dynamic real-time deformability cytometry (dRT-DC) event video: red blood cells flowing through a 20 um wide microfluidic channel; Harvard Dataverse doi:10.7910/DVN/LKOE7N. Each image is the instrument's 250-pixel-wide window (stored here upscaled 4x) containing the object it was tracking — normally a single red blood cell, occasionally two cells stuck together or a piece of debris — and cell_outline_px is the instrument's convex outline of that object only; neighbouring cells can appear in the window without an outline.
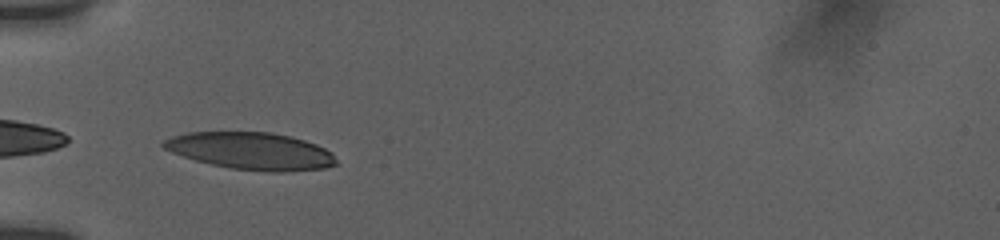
{"species": "human", "species_latin": "Homo sapiens", "temperature_condition": "room temperature", "stored_images_in_passage": 37, "camera_frame_rate_fps": 3000, "um_per_image_px": 0.085, "donor": {"sex": "female"}, "frame": {"image": 1, "passage_image": 1, "time_ms": 0.0, "image_size_px": [1000, 240], "cell_outline_px": [[336, 164], [324, 168], [284, 172], [268, 172], [232, 168], [212, 164], [196, 160], [172, 152], [164, 148], [160, 144], [164, 140], [172, 136], [188, 132], [272, 132], [292, 136], [316, 144], [332, 152], [336, 160]], "centroid_in_image_um": [21.36, 12.83], "position_along_channel_um": 63.6, "area_um2": 37.34}}
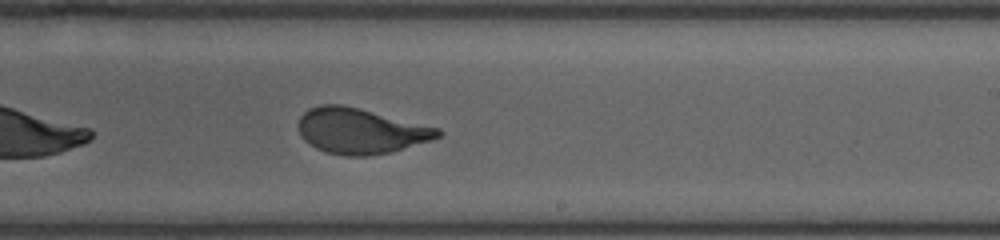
{"frame": {"image": 2, "passage_image": 17, "time_ms": 5.333, "image_size_px": [1000, 240], "cell_outline_px": [[444, 132], [440, 136], [432, 140], [388, 152], [368, 156], [344, 156], [324, 152], [316, 148], [304, 140], [300, 136], [300, 116], [308, 108], [320, 104], [340, 104], [360, 108], [440, 128]], "centroid_in_image_um": [30.64, 11.12], "position_along_channel_um": 258.4, "area_um2": 36.99}}
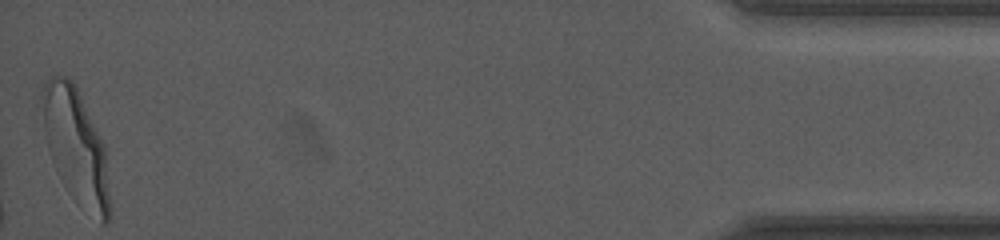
{"frame": {"image": 3, "passage_image": 37, "time_ms": 12.0, "image_size_px": [1000, 240], "cell_outline_px": [[112, 216], [108, 224], [100, 224], [88, 204], [44, 128], [40, 96], [40, 92], [44, 84], [52, 76], [64, 76], [72, 80], [104, 144]], "centroid_in_image_um": [6.57, 12.14], "position_along_channel_um": 428.6, "area_um2": 39.3}, "authors_computed_cell_mechanics": {"area_um2": 37.5122, "velocity_mm_per_s": 3.7546, "shape_relaxation_time_tau1_ms": 4.2616, "shape_relaxation_time_tau2_ms": null, "deformation_change_tau1": 0.2129, "deformation_change_tau2": null}}